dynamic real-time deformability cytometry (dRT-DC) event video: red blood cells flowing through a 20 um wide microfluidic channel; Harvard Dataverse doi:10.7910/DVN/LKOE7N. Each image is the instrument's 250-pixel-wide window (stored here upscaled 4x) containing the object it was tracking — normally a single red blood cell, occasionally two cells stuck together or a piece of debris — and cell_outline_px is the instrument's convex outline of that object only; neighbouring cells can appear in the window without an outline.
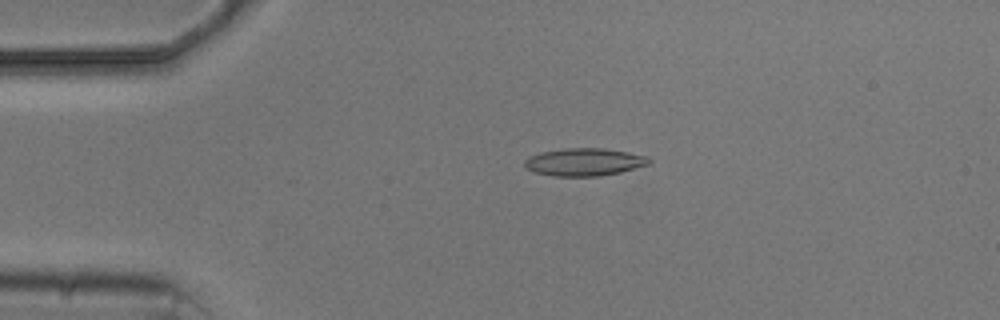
{"species": "common noctule bat (a hibernating species)", "species_latin": "Nyctalus noctula", "temperature_condition": "cold", "stored_images_in_passage": 4, "camera_frame_rate_fps": 3000, "um_per_image_px": 0.085, "animal": {"sex": "male", "body_mass_g": 20.5, "forearm_length_mm": 52.5}, "frame": {"image": 1, "passage_image": 3, "time_ms": 2.333, "image_size_px": [1000, 320], "cell_outline_px": [[652, 164], [620, 172], [600, 176], [552, 176], [536, 172], [524, 168], [524, 160], [528, 156], [540, 152], [564, 148], [604, 148], [628, 152], [648, 156], [652, 160]], "centroid_in_image_um": [49.68, 13.77], "position_along_channel_um": 35.3, "area_um2": 20.35}}